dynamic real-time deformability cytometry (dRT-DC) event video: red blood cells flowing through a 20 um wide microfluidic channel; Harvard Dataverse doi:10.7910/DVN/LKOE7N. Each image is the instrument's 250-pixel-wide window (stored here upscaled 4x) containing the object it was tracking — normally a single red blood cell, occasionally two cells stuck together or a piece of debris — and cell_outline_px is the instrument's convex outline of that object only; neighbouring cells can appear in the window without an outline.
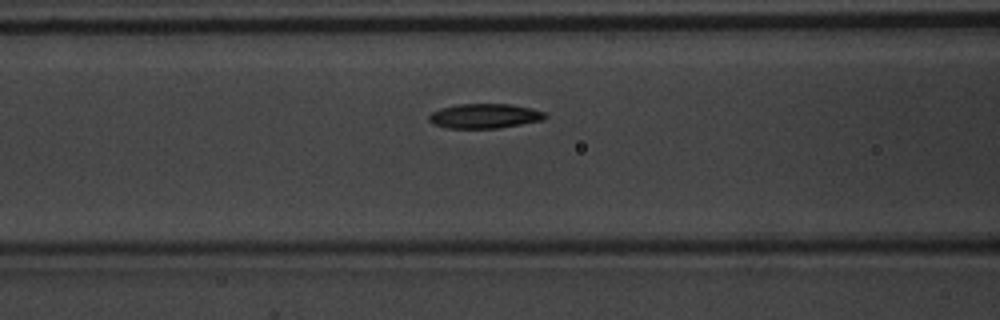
{"species": "common noctule bat (a hibernating species)", "species_latin": "Nyctalus noctula", "temperature_condition": "warm", "stored_images_in_passage": 15, "camera_frame_rate_fps": 3000, "um_per_image_px": 0.085, "animal": {"sex": "male", "body_mass_g": 20.1, "forearm_length_mm": 53.5}, "frame": {"image": 1, "passage_image": 13, "time_ms": 4.0, "image_size_px": [1000, 320], "cell_outline_px": [[548, 116], [544, 120], [496, 128], [448, 128], [432, 124], [428, 120], [428, 116], [432, 112], [440, 108], [460, 104], [512, 104], [532, 108], [544, 112]], "centroid_in_image_um": [41.19, 9.85], "position_along_channel_um": 125.4, "area_um2": 16.7}}